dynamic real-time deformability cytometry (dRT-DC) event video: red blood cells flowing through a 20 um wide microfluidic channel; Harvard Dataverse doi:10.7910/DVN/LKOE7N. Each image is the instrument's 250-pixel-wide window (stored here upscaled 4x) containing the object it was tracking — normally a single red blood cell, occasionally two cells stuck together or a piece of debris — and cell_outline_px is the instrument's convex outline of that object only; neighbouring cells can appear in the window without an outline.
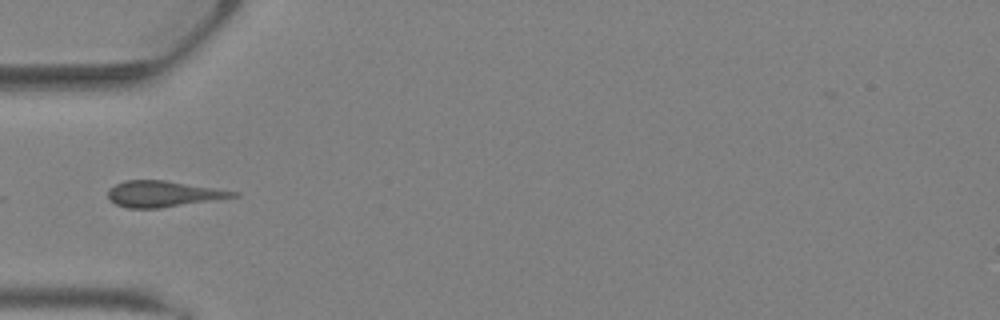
{"species": "Egyptian fruit bat (a non-hibernating species)", "species_latin": "Rousettus aegyptiacus", "temperature_condition": "warm", "stored_images_in_passage": 26, "camera_frame_rate_fps": 3000, "um_per_image_px": 0.085, "animal": {"sex": "female"}, "frame": {"image": 1, "passage_image": 1, "time_ms": 0.0, "image_size_px": [1000, 320], "cell_outline_px": [[240, 196], [160, 208], [128, 208], [116, 204], [108, 200], [108, 188], [124, 180], [164, 180], [216, 188], [240, 192]], "centroid_in_image_um": [13.85, 16.48], "position_along_channel_um": 71.1, "area_um2": 19.02}}
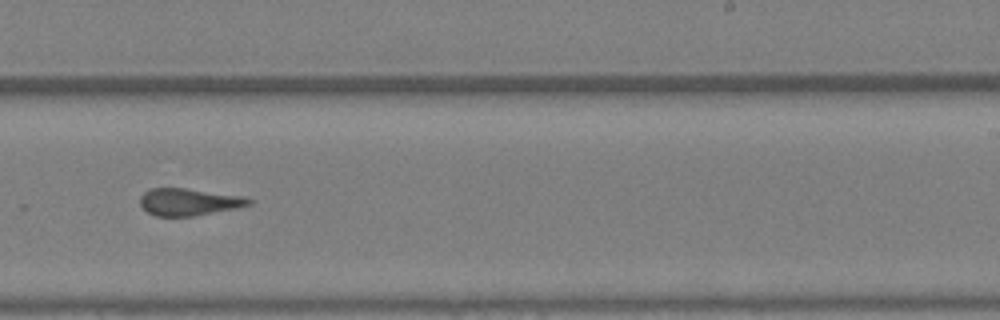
{"frame": {"image": 2, "passage_image": 12, "time_ms": 3.667, "image_size_px": [1000, 320], "cell_outline_px": [[256, 200], [252, 204], [236, 208], [192, 216], [156, 216], [148, 212], [140, 204], [140, 196], [144, 192], [152, 188], [184, 188], [248, 196]], "centroid_in_image_um": [16.12, 17.15], "position_along_channel_um": 272.9, "area_um2": 17.34}}
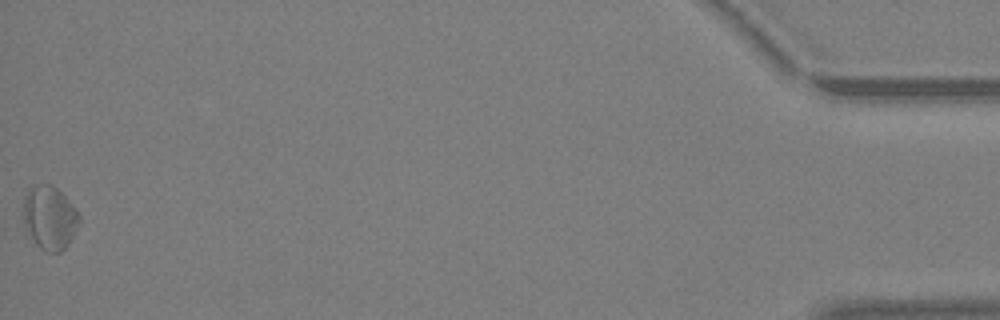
{"frame": {"image": 3, "passage_image": 26, "time_ms": 8.333, "image_size_px": [1000, 320], "cell_outline_px": [[80, 224], [68, 244], [60, 252], [48, 252], [40, 248], [36, 244], [28, 232], [24, 224], [24, 196], [28, 188], [32, 184], [52, 184], [76, 208], [80, 216]], "centroid_in_image_um": [4.22, 18.48], "position_along_channel_um": 431.0, "area_um2": 20.75}}